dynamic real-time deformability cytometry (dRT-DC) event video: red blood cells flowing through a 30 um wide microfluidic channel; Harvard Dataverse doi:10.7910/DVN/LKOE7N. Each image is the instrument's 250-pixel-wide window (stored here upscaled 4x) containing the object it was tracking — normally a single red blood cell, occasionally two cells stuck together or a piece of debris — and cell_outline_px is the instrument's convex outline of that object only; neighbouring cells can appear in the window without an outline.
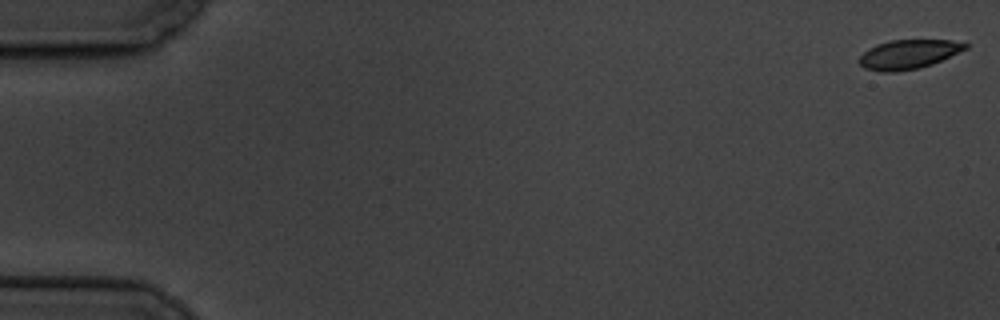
{"species": "common noctule bat (a hibernating species)", "species_latin": "Nyctalus noctula", "temperature_condition": "cold", "stored_images_in_passage": 6, "camera_frame_rate_fps": 3000, "um_per_image_px": 0.085, "animal": {"sex": "male", "body_mass_g": 19.5, "forearm_length_mm": 54.6}, "frame": {"image": 1, "passage_image": 1, "time_ms": 0.0, "image_size_px": [1000, 320], "cell_outline_px": [[968, 48], [932, 64], [920, 68], [896, 72], [880, 72], [864, 68], [860, 64], [860, 56], [868, 48], [876, 44], [892, 40], [952, 40], [968, 44]], "centroid_in_image_um": [77.21, 4.62], "position_along_channel_um": 7.8, "area_um2": 18.03}}
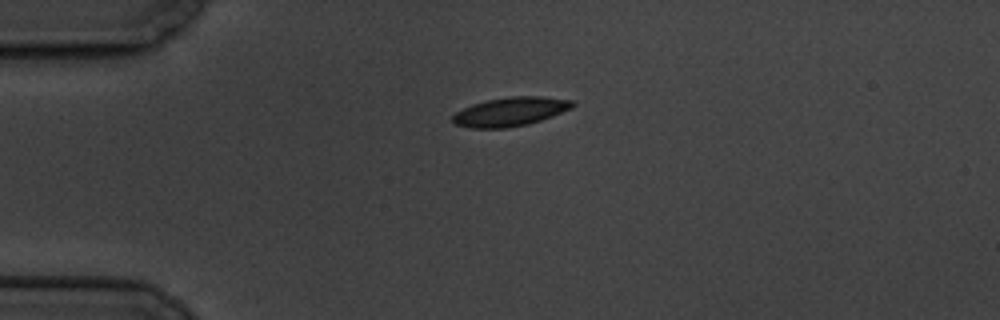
{"frame": {"image": 2, "passage_image": 5, "time_ms": 4.667, "image_size_px": [1000, 320], "cell_outline_px": [[576, 104], [572, 108], [552, 116], [528, 124], [508, 128], [472, 128], [456, 124], [452, 120], [452, 116], [456, 112], [472, 104], [484, 100], [508, 96], [540, 96], [576, 100]], "centroid_in_image_um": [43.41, 9.48], "position_along_channel_um": 41.6, "area_um2": 20.35}}